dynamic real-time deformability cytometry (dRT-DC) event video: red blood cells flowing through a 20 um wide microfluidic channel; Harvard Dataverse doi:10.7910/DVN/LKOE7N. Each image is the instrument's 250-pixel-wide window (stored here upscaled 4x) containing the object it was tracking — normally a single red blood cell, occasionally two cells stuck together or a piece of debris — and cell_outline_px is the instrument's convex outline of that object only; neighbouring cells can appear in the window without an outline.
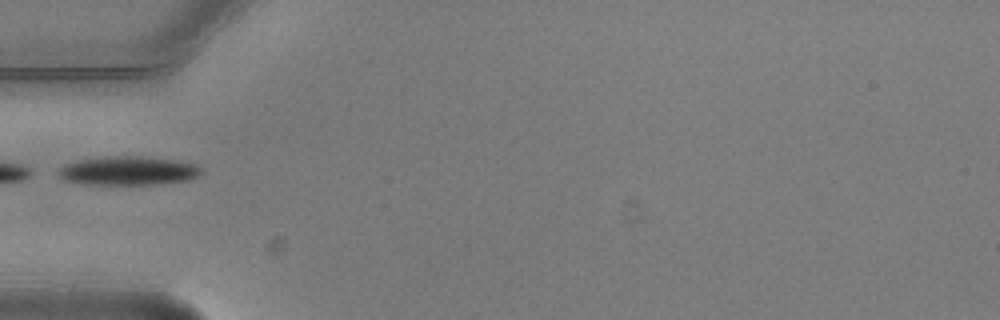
{"species": "common noctule bat (a hibernating species)", "species_latin": "Nyctalus noctula", "temperature_condition": "warm", "stored_images_in_passage": 5, "camera_frame_rate_fps": 3000, "um_per_image_px": 0.085, "animal": {"sex": "male", "body_mass_g": 20.5, "forearm_length_mm": 52.5}, "frame": {"image": 1, "passage_image": 4, "time_ms": 1.0, "image_size_px": [1000, 320], "cell_outline_px": [[204, 172], [200, 176], [192, 180], [156, 184], [84, 184], [64, 180], [56, 172], [60, 168], [68, 164], [80, 160], [104, 156], [140, 156], [180, 160], [196, 164]], "centroid_in_image_um": [10.98, 14.51], "position_along_channel_um": 74.0, "area_um2": 24.22}}
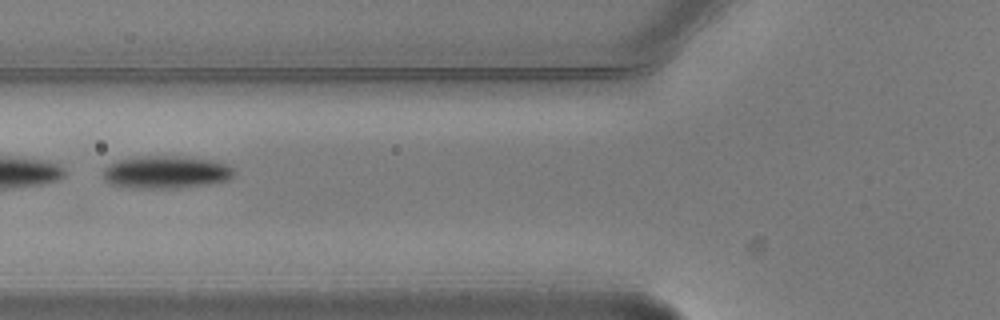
{"frame": {"image": 2, "passage_image": 5, "time_ms": 1.333, "image_size_px": [1000, 320], "cell_outline_px": [[236, 172], [228, 180], [208, 184], [176, 188], [132, 188], [108, 184], [100, 176], [104, 168], [108, 164], [116, 160], [144, 156], [184, 156], [212, 160], [228, 164]], "centroid_in_image_um": [14.06, 14.63], "position_along_channel_um": 111.7, "area_um2": 25.32}}